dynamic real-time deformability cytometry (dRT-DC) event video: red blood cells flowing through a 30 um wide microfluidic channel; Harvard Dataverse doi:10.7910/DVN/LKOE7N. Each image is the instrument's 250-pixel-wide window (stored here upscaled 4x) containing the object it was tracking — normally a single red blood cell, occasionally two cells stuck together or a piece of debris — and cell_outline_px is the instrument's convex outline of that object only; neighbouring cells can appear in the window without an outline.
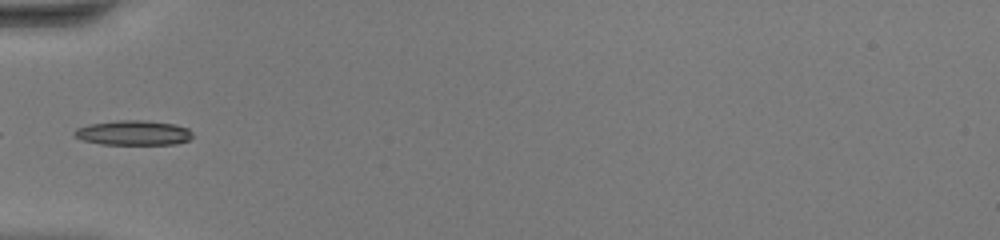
{"species": "common noctule bat (a hibernating species)", "species_latin": "Nyctalus noctula", "temperature_condition": "warm", "stored_images_in_passage": 31, "camera_frame_rate_fps": 3000, "um_per_image_px": 0.085, "animal": {"sex": "female", "body_mass_g": 20.0, "forearm_length_mm": 54.0}, "frame": {"image": 1, "passage_image": 1, "time_ms": 0.0, "image_size_px": [1000, 240], "cell_outline_px": [[192, 136], [188, 140], [176, 144], [100, 144], [84, 140], [72, 136], [72, 132], [76, 128], [88, 124], [116, 120], [144, 120], [176, 124], [188, 128], [192, 132]], "centroid_in_image_um": [11.31, 11.28], "position_along_channel_um": 73.7, "area_um2": 17.22}}
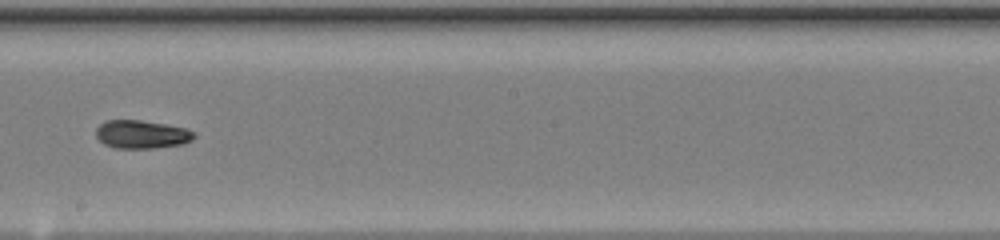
{"frame": {"image": 2, "passage_image": 12, "time_ms": 3.667, "image_size_px": [1000, 240], "cell_outline_px": [[196, 136], [192, 140], [184, 144], [152, 148], [116, 148], [104, 144], [96, 136], [96, 128], [100, 124], [108, 120], [140, 120], [164, 124], [184, 128], [196, 132]], "centroid_in_image_um": [12.06, 11.42], "position_along_channel_um": 236.1, "area_um2": 16.13}}
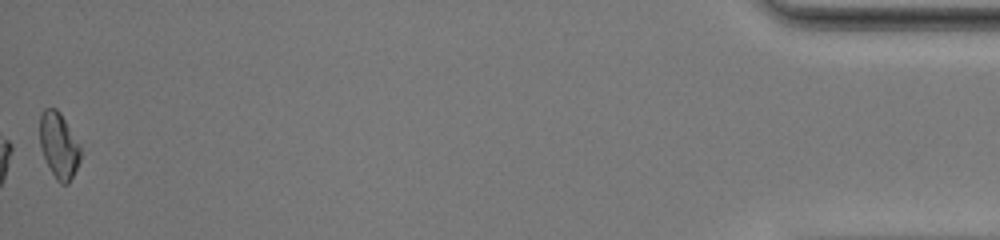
{"frame": {"image": 3, "passage_image": 31, "time_ms": 10.0, "image_size_px": [1000, 240], "cell_outline_px": [[80, 160], [68, 184], [60, 184], [56, 180], [44, 156], [40, 144], [40, 116], [44, 108], [56, 108], [60, 112], [80, 144]], "centroid_in_image_um": [5.01, 12.34], "position_along_channel_um": 430.2, "area_um2": 15.43}, "authors_computed_cell_mechanics": {"area_um2": 15.9528, "velocity_mm_per_s": 4.436, "shape_relaxation_time_tau1_ms": 9.88, "shape_relaxation_time_tau2_ms": 7.2261, "deformation_change_tau1": 0.2921, "deformation_change_tau2": 0.1298}}